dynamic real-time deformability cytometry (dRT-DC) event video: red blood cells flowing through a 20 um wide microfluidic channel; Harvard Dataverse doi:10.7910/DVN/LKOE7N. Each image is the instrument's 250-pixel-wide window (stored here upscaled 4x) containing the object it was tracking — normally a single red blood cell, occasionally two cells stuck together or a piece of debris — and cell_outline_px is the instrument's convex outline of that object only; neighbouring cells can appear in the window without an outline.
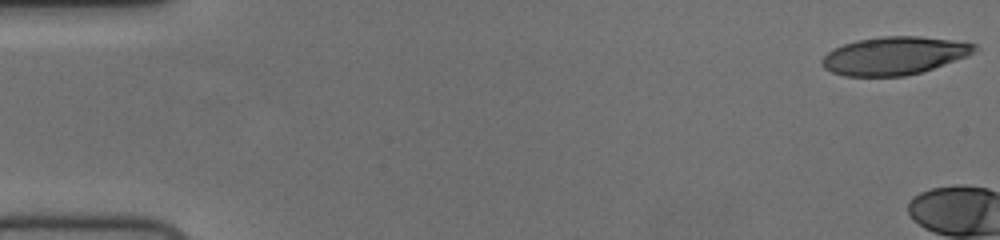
{"species": "human", "species_latin": "Homo sapiens", "temperature_condition": "cold", "stored_images_in_passage": 5, "camera_frame_rate_fps": 3000, "um_per_image_px": 0.085, "donor": {"sex": "female"}, "frame": {"image": 1, "passage_image": 1, "time_ms": 0.0, "image_size_px": [1000, 240], "cell_outline_px": [[980, 48], [968, 56], [920, 72], [904, 76], [844, 76], [832, 72], [824, 68], [820, 64], [820, 60], [832, 48], [856, 40], [880, 36], [920, 36], [976, 44]], "centroid_in_image_um": [75.97, 4.73], "position_along_channel_um": 9.0, "area_um2": 33.76}}